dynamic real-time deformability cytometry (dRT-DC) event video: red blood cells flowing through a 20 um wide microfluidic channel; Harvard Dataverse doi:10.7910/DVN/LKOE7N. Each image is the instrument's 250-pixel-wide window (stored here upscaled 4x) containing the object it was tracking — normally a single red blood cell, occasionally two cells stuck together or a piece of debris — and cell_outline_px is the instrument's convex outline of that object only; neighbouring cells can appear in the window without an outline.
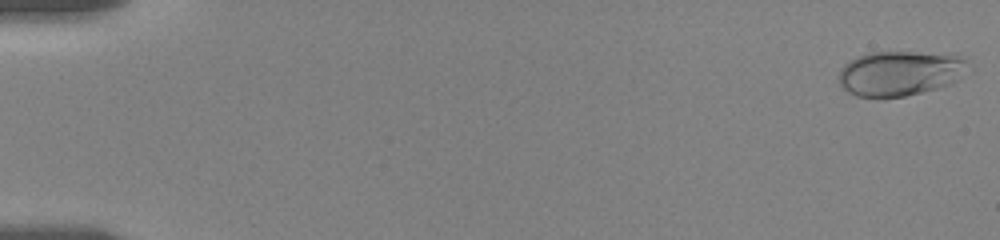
{"species": "human", "species_latin": "Homo sapiens", "temperature_condition": "room temperature", "stored_images_in_passage": 69, "camera_frame_rate_fps": 3000, "um_per_image_px": 0.085, "donor": {"sex": "female"}, "frame": {"image": 1, "passage_image": 1, "time_ms": 0.0, "image_size_px": [1000, 240], "cell_outline_px": [[964, 64], [956, 80], [948, 84], [936, 88], [904, 96], [856, 96], [848, 92], [840, 84], [840, 68], [848, 60], [856, 56], [868, 52], [956, 52], [964, 60]], "centroid_in_image_um": [76.43, 6.18], "position_along_channel_um": 8.6, "area_um2": 33.41}}
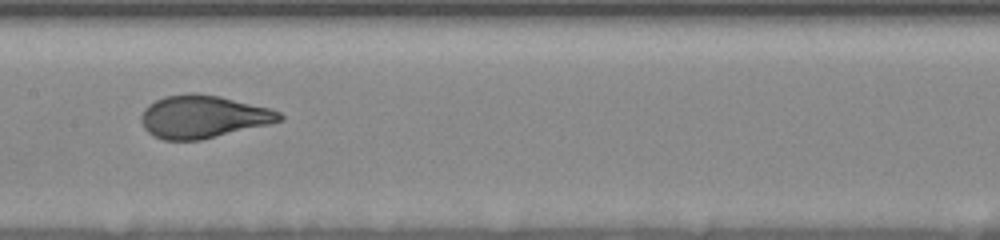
{"frame": {"image": 2, "passage_image": 39, "time_ms": 9.667, "image_size_px": [1000, 240], "cell_outline_px": [[284, 120], [268, 124], [200, 140], [164, 140], [152, 136], [144, 128], [140, 120], [140, 116], [144, 108], [148, 104], [164, 96], [188, 92], [192, 92], [220, 96], [268, 108], [280, 112], [284, 116]], "centroid_in_image_um": [17.21, 9.91], "position_along_channel_um": 190.2, "area_um2": 34.51}}
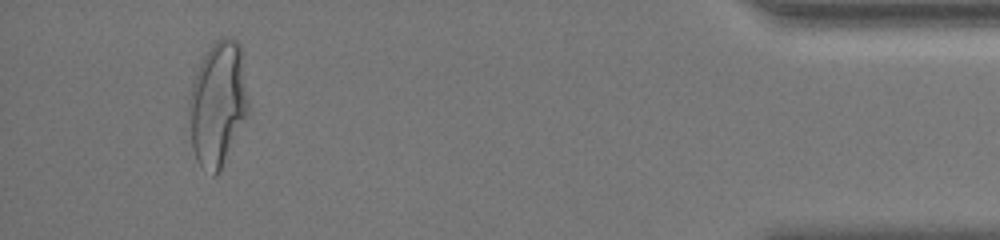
{"frame": {"image": 3, "passage_image": 67, "time_ms": 17.667, "image_size_px": [1000, 240], "cell_outline_px": [[252, 112], [220, 172], [216, 176], [212, 176], [200, 168], [196, 160], [192, 148], [188, 112], [188, 100], [192, 84], [196, 72], [204, 56], [212, 44], [216, 40], [224, 36], [232, 36], [240, 44]], "centroid_in_image_um": [18.56, 8.89], "position_along_channel_um": 416.6, "area_um2": 44.74}, "authors_computed_cell_mechanics": {"area_um2": 34.1598, "velocity_mm_per_s": 3.5528, "shape_relaxation_time_tau1_ms": 4.4401, "shape_relaxation_time_tau2_ms": null, "deformation_change_tau1": 0.1907, "deformation_change_tau2": null}}